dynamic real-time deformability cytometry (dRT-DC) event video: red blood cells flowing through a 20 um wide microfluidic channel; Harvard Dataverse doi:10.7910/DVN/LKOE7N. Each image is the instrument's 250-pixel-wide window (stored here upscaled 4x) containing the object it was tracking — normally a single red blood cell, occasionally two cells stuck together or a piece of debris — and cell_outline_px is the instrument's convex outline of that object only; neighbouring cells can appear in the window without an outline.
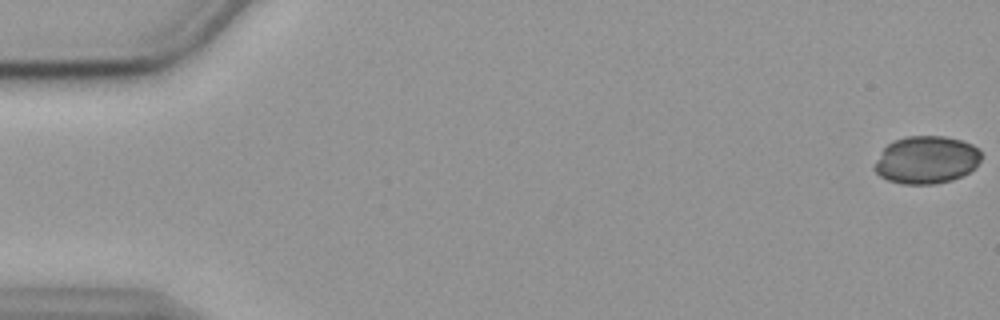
{"species": "common noctule bat (a hibernating species)", "species_latin": "Nyctalus noctula", "temperature_condition": "cold", "stored_images_in_passage": 15, "camera_frame_rate_fps": 3000, "um_per_image_px": 0.085, "animal": {"sex": "female", "body_mass_g": 19.9}, "frame": {"image": 1, "passage_image": 1, "time_ms": 0.0, "image_size_px": [1000, 320], "cell_outline_px": [[984, 156], [976, 168], [952, 180], [936, 184], [900, 184], [888, 180], [880, 176], [872, 168], [876, 160], [884, 148], [888, 144], [896, 140], [908, 136], [944, 136], [960, 140], [972, 144], [980, 148]], "centroid_in_image_um": [78.78, 13.59], "position_along_channel_um": 6.2, "area_um2": 29.94}}